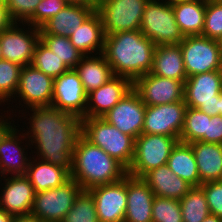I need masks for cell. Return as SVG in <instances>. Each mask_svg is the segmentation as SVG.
<instances>
[{
  "label": "cell",
  "mask_w": 222,
  "mask_h": 222,
  "mask_svg": "<svg viewBox=\"0 0 222 222\" xmlns=\"http://www.w3.org/2000/svg\"><path fill=\"white\" fill-rule=\"evenodd\" d=\"M28 110L32 115L29 114ZM25 111L24 109L20 111L19 114H22V116L18 115V122L15 123L19 125V117L29 120L27 122L29 128L26 126L28 131L22 127L24 135L32 146L30 150L31 148L36 149L34 152L31 150V153L29 151V154L36 153V158L62 166L71 172L73 150L77 138L81 135V119L52 106L28 108L27 115V111ZM26 116H29V118Z\"/></svg>",
  "instance_id": "obj_1"
},
{
  "label": "cell",
  "mask_w": 222,
  "mask_h": 222,
  "mask_svg": "<svg viewBox=\"0 0 222 222\" xmlns=\"http://www.w3.org/2000/svg\"><path fill=\"white\" fill-rule=\"evenodd\" d=\"M156 45L140 30L120 31L105 36L102 54L114 76H123L134 82L150 73Z\"/></svg>",
  "instance_id": "obj_2"
},
{
  "label": "cell",
  "mask_w": 222,
  "mask_h": 222,
  "mask_svg": "<svg viewBox=\"0 0 222 222\" xmlns=\"http://www.w3.org/2000/svg\"><path fill=\"white\" fill-rule=\"evenodd\" d=\"M126 175L127 169L103 149L91 144L82 135L77 138L70 178L74 179L82 190L118 182Z\"/></svg>",
  "instance_id": "obj_3"
},
{
  "label": "cell",
  "mask_w": 222,
  "mask_h": 222,
  "mask_svg": "<svg viewBox=\"0 0 222 222\" xmlns=\"http://www.w3.org/2000/svg\"><path fill=\"white\" fill-rule=\"evenodd\" d=\"M81 135L103 149L127 170L134 156L135 139L122 133L102 117L81 118Z\"/></svg>",
  "instance_id": "obj_4"
},
{
  "label": "cell",
  "mask_w": 222,
  "mask_h": 222,
  "mask_svg": "<svg viewBox=\"0 0 222 222\" xmlns=\"http://www.w3.org/2000/svg\"><path fill=\"white\" fill-rule=\"evenodd\" d=\"M19 127L14 120L0 117V177L25 175L29 166L32 157L27 152L30 142Z\"/></svg>",
  "instance_id": "obj_5"
},
{
  "label": "cell",
  "mask_w": 222,
  "mask_h": 222,
  "mask_svg": "<svg viewBox=\"0 0 222 222\" xmlns=\"http://www.w3.org/2000/svg\"><path fill=\"white\" fill-rule=\"evenodd\" d=\"M140 31L157 45L179 44L184 36L176 23L172 3L166 0H149Z\"/></svg>",
  "instance_id": "obj_6"
},
{
  "label": "cell",
  "mask_w": 222,
  "mask_h": 222,
  "mask_svg": "<svg viewBox=\"0 0 222 222\" xmlns=\"http://www.w3.org/2000/svg\"><path fill=\"white\" fill-rule=\"evenodd\" d=\"M179 138L142 133L135 139L134 156L127 174L142 178L147 172L166 165Z\"/></svg>",
  "instance_id": "obj_7"
},
{
  "label": "cell",
  "mask_w": 222,
  "mask_h": 222,
  "mask_svg": "<svg viewBox=\"0 0 222 222\" xmlns=\"http://www.w3.org/2000/svg\"><path fill=\"white\" fill-rule=\"evenodd\" d=\"M149 0H96L105 35L120 31L140 30L143 13Z\"/></svg>",
  "instance_id": "obj_8"
},
{
  "label": "cell",
  "mask_w": 222,
  "mask_h": 222,
  "mask_svg": "<svg viewBox=\"0 0 222 222\" xmlns=\"http://www.w3.org/2000/svg\"><path fill=\"white\" fill-rule=\"evenodd\" d=\"M179 44L187 77L222 70V55L218 40L194 35L185 36Z\"/></svg>",
  "instance_id": "obj_9"
},
{
  "label": "cell",
  "mask_w": 222,
  "mask_h": 222,
  "mask_svg": "<svg viewBox=\"0 0 222 222\" xmlns=\"http://www.w3.org/2000/svg\"><path fill=\"white\" fill-rule=\"evenodd\" d=\"M222 90V70L187 77L184 83V102L187 107L204 113L220 115L219 94Z\"/></svg>",
  "instance_id": "obj_10"
},
{
  "label": "cell",
  "mask_w": 222,
  "mask_h": 222,
  "mask_svg": "<svg viewBox=\"0 0 222 222\" xmlns=\"http://www.w3.org/2000/svg\"><path fill=\"white\" fill-rule=\"evenodd\" d=\"M81 191V186L70 178L59 187L35 193L31 214L43 222H62Z\"/></svg>",
  "instance_id": "obj_11"
},
{
  "label": "cell",
  "mask_w": 222,
  "mask_h": 222,
  "mask_svg": "<svg viewBox=\"0 0 222 222\" xmlns=\"http://www.w3.org/2000/svg\"><path fill=\"white\" fill-rule=\"evenodd\" d=\"M39 40V28L27 23L14 22L0 33L3 60L15 62L21 66L31 65L34 49Z\"/></svg>",
  "instance_id": "obj_12"
},
{
  "label": "cell",
  "mask_w": 222,
  "mask_h": 222,
  "mask_svg": "<svg viewBox=\"0 0 222 222\" xmlns=\"http://www.w3.org/2000/svg\"><path fill=\"white\" fill-rule=\"evenodd\" d=\"M53 85L54 79L52 77L32 65L22 66L16 95L11 101L13 103L19 101L18 104L22 109L18 113L23 110V106L25 110L31 107L51 106Z\"/></svg>",
  "instance_id": "obj_13"
},
{
  "label": "cell",
  "mask_w": 222,
  "mask_h": 222,
  "mask_svg": "<svg viewBox=\"0 0 222 222\" xmlns=\"http://www.w3.org/2000/svg\"><path fill=\"white\" fill-rule=\"evenodd\" d=\"M187 105L184 100L146 106L142 133L180 138Z\"/></svg>",
  "instance_id": "obj_14"
},
{
  "label": "cell",
  "mask_w": 222,
  "mask_h": 222,
  "mask_svg": "<svg viewBox=\"0 0 222 222\" xmlns=\"http://www.w3.org/2000/svg\"><path fill=\"white\" fill-rule=\"evenodd\" d=\"M185 81L147 73L133 82V89L146 106L170 104L184 100Z\"/></svg>",
  "instance_id": "obj_15"
},
{
  "label": "cell",
  "mask_w": 222,
  "mask_h": 222,
  "mask_svg": "<svg viewBox=\"0 0 222 222\" xmlns=\"http://www.w3.org/2000/svg\"><path fill=\"white\" fill-rule=\"evenodd\" d=\"M146 105L132 89L112 109L102 116L122 133L136 139L142 134Z\"/></svg>",
  "instance_id": "obj_16"
},
{
  "label": "cell",
  "mask_w": 222,
  "mask_h": 222,
  "mask_svg": "<svg viewBox=\"0 0 222 222\" xmlns=\"http://www.w3.org/2000/svg\"><path fill=\"white\" fill-rule=\"evenodd\" d=\"M51 106L80 119L85 115L87 93L75 69H69L54 79Z\"/></svg>",
  "instance_id": "obj_17"
},
{
  "label": "cell",
  "mask_w": 222,
  "mask_h": 222,
  "mask_svg": "<svg viewBox=\"0 0 222 222\" xmlns=\"http://www.w3.org/2000/svg\"><path fill=\"white\" fill-rule=\"evenodd\" d=\"M93 197L99 222H124L127 207L126 176L115 183L87 190Z\"/></svg>",
  "instance_id": "obj_18"
},
{
  "label": "cell",
  "mask_w": 222,
  "mask_h": 222,
  "mask_svg": "<svg viewBox=\"0 0 222 222\" xmlns=\"http://www.w3.org/2000/svg\"><path fill=\"white\" fill-rule=\"evenodd\" d=\"M0 184V209L13 217L31 214L36 192L25 175L0 177Z\"/></svg>",
  "instance_id": "obj_19"
},
{
  "label": "cell",
  "mask_w": 222,
  "mask_h": 222,
  "mask_svg": "<svg viewBox=\"0 0 222 222\" xmlns=\"http://www.w3.org/2000/svg\"><path fill=\"white\" fill-rule=\"evenodd\" d=\"M132 89L133 82L129 78L114 76L87 94V107L82 118L102 117Z\"/></svg>",
  "instance_id": "obj_20"
},
{
  "label": "cell",
  "mask_w": 222,
  "mask_h": 222,
  "mask_svg": "<svg viewBox=\"0 0 222 222\" xmlns=\"http://www.w3.org/2000/svg\"><path fill=\"white\" fill-rule=\"evenodd\" d=\"M96 10L95 2H69L39 29L40 34L70 37L74 29Z\"/></svg>",
  "instance_id": "obj_21"
},
{
  "label": "cell",
  "mask_w": 222,
  "mask_h": 222,
  "mask_svg": "<svg viewBox=\"0 0 222 222\" xmlns=\"http://www.w3.org/2000/svg\"><path fill=\"white\" fill-rule=\"evenodd\" d=\"M127 207L124 222H152L155 194L139 177L126 175Z\"/></svg>",
  "instance_id": "obj_22"
},
{
  "label": "cell",
  "mask_w": 222,
  "mask_h": 222,
  "mask_svg": "<svg viewBox=\"0 0 222 222\" xmlns=\"http://www.w3.org/2000/svg\"><path fill=\"white\" fill-rule=\"evenodd\" d=\"M105 36L100 14L95 10L69 38L75 48L86 56L103 52Z\"/></svg>",
  "instance_id": "obj_23"
},
{
  "label": "cell",
  "mask_w": 222,
  "mask_h": 222,
  "mask_svg": "<svg viewBox=\"0 0 222 222\" xmlns=\"http://www.w3.org/2000/svg\"><path fill=\"white\" fill-rule=\"evenodd\" d=\"M142 179L148 184L155 196L182 199L192 188L185 180L171 171L168 165H162L147 172Z\"/></svg>",
  "instance_id": "obj_24"
},
{
  "label": "cell",
  "mask_w": 222,
  "mask_h": 222,
  "mask_svg": "<svg viewBox=\"0 0 222 222\" xmlns=\"http://www.w3.org/2000/svg\"><path fill=\"white\" fill-rule=\"evenodd\" d=\"M25 176L38 193L63 185L70 179V172L62 166L45 162L32 155Z\"/></svg>",
  "instance_id": "obj_25"
},
{
  "label": "cell",
  "mask_w": 222,
  "mask_h": 222,
  "mask_svg": "<svg viewBox=\"0 0 222 222\" xmlns=\"http://www.w3.org/2000/svg\"><path fill=\"white\" fill-rule=\"evenodd\" d=\"M194 152L201 184L222 180V144L189 143Z\"/></svg>",
  "instance_id": "obj_26"
},
{
  "label": "cell",
  "mask_w": 222,
  "mask_h": 222,
  "mask_svg": "<svg viewBox=\"0 0 222 222\" xmlns=\"http://www.w3.org/2000/svg\"><path fill=\"white\" fill-rule=\"evenodd\" d=\"M151 73L163 78L186 81L180 44L157 45Z\"/></svg>",
  "instance_id": "obj_27"
},
{
  "label": "cell",
  "mask_w": 222,
  "mask_h": 222,
  "mask_svg": "<svg viewBox=\"0 0 222 222\" xmlns=\"http://www.w3.org/2000/svg\"><path fill=\"white\" fill-rule=\"evenodd\" d=\"M171 3L176 23L183 36L202 35L206 0H177Z\"/></svg>",
  "instance_id": "obj_28"
},
{
  "label": "cell",
  "mask_w": 222,
  "mask_h": 222,
  "mask_svg": "<svg viewBox=\"0 0 222 222\" xmlns=\"http://www.w3.org/2000/svg\"><path fill=\"white\" fill-rule=\"evenodd\" d=\"M74 69L87 94L114 77L113 71L102 53L84 56Z\"/></svg>",
  "instance_id": "obj_29"
},
{
  "label": "cell",
  "mask_w": 222,
  "mask_h": 222,
  "mask_svg": "<svg viewBox=\"0 0 222 222\" xmlns=\"http://www.w3.org/2000/svg\"><path fill=\"white\" fill-rule=\"evenodd\" d=\"M167 165L192 187L201 185L195 155L189 143L178 141L171 151Z\"/></svg>",
  "instance_id": "obj_30"
},
{
  "label": "cell",
  "mask_w": 222,
  "mask_h": 222,
  "mask_svg": "<svg viewBox=\"0 0 222 222\" xmlns=\"http://www.w3.org/2000/svg\"><path fill=\"white\" fill-rule=\"evenodd\" d=\"M21 69H22V66L15 62L3 60V59L0 60V106L3 107L2 106L3 104L9 105L7 107L8 110L4 111L0 109L1 110L0 112L3 111V113H5V114L0 113L2 114L0 115V117H3L5 119L13 120L14 118V115L13 117L10 115H11V112L14 114L15 111L13 109H15L14 107H16V105H13V103L11 102V99H13L14 96L16 95ZM10 104H12L11 107L13 109L12 108L9 109ZM6 112H7V115H6Z\"/></svg>",
  "instance_id": "obj_31"
},
{
  "label": "cell",
  "mask_w": 222,
  "mask_h": 222,
  "mask_svg": "<svg viewBox=\"0 0 222 222\" xmlns=\"http://www.w3.org/2000/svg\"><path fill=\"white\" fill-rule=\"evenodd\" d=\"M179 201L183 222H202L210 214L206 195L200 186L192 187Z\"/></svg>",
  "instance_id": "obj_32"
},
{
  "label": "cell",
  "mask_w": 222,
  "mask_h": 222,
  "mask_svg": "<svg viewBox=\"0 0 222 222\" xmlns=\"http://www.w3.org/2000/svg\"><path fill=\"white\" fill-rule=\"evenodd\" d=\"M179 141L207 143V114L198 108L187 107Z\"/></svg>",
  "instance_id": "obj_33"
},
{
  "label": "cell",
  "mask_w": 222,
  "mask_h": 222,
  "mask_svg": "<svg viewBox=\"0 0 222 222\" xmlns=\"http://www.w3.org/2000/svg\"><path fill=\"white\" fill-rule=\"evenodd\" d=\"M40 41L63 60L70 69H74L84 57V54L75 48L68 37L40 34Z\"/></svg>",
  "instance_id": "obj_34"
},
{
  "label": "cell",
  "mask_w": 222,
  "mask_h": 222,
  "mask_svg": "<svg viewBox=\"0 0 222 222\" xmlns=\"http://www.w3.org/2000/svg\"><path fill=\"white\" fill-rule=\"evenodd\" d=\"M31 65L53 79L70 69L63 60L59 59L56 54L40 40L37 42L34 49Z\"/></svg>",
  "instance_id": "obj_35"
},
{
  "label": "cell",
  "mask_w": 222,
  "mask_h": 222,
  "mask_svg": "<svg viewBox=\"0 0 222 222\" xmlns=\"http://www.w3.org/2000/svg\"><path fill=\"white\" fill-rule=\"evenodd\" d=\"M62 222H99L95 202L87 190H82Z\"/></svg>",
  "instance_id": "obj_36"
},
{
  "label": "cell",
  "mask_w": 222,
  "mask_h": 222,
  "mask_svg": "<svg viewBox=\"0 0 222 222\" xmlns=\"http://www.w3.org/2000/svg\"><path fill=\"white\" fill-rule=\"evenodd\" d=\"M152 222H183L180 201L155 196L152 206Z\"/></svg>",
  "instance_id": "obj_37"
},
{
  "label": "cell",
  "mask_w": 222,
  "mask_h": 222,
  "mask_svg": "<svg viewBox=\"0 0 222 222\" xmlns=\"http://www.w3.org/2000/svg\"><path fill=\"white\" fill-rule=\"evenodd\" d=\"M202 36L218 40L222 36V4L206 0V12Z\"/></svg>",
  "instance_id": "obj_38"
},
{
  "label": "cell",
  "mask_w": 222,
  "mask_h": 222,
  "mask_svg": "<svg viewBox=\"0 0 222 222\" xmlns=\"http://www.w3.org/2000/svg\"><path fill=\"white\" fill-rule=\"evenodd\" d=\"M68 3L67 0H40L34 14L25 23L40 28Z\"/></svg>",
  "instance_id": "obj_39"
},
{
  "label": "cell",
  "mask_w": 222,
  "mask_h": 222,
  "mask_svg": "<svg viewBox=\"0 0 222 222\" xmlns=\"http://www.w3.org/2000/svg\"><path fill=\"white\" fill-rule=\"evenodd\" d=\"M200 187L206 195L210 214L222 219V180L206 182Z\"/></svg>",
  "instance_id": "obj_40"
},
{
  "label": "cell",
  "mask_w": 222,
  "mask_h": 222,
  "mask_svg": "<svg viewBox=\"0 0 222 222\" xmlns=\"http://www.w3.org/2000/svg\"><path fill=\"white\" fill-rule=\"evenodd\" d=\"M40 0H8L6 7L14 22L25 23L35 12Z\"/></svg>",
  "instance_id": "obj_41"
},
{
  "label": "cell",
  "mask_w": 222,
  "mask_h": 222,
  "mask_svg": "<svg viewBox=\"0 0 222 222\" xmlns=\"http://www.w3.org/2000/svg\"><path fill=\"white\" fill-rule=\"evenodd\" d=\"M207 143L222 144V115L207 114Z\"/></svg>",
  "instance_id": "obj_42"
},
{
  "label": "cell",
  "mask_w": 222,
  "mask_h": 222,
  "mask_svg": "<svg viewBox=\"0 0 222 222\" xmlns=\"http://www.w3.org/2000/svg\"><path fill=\"white\" fill-rule=\"evenodd\" d=\"M14 23L10 17L6 5H0V33L9 28Z\"/></svg>",
  "instance_id": "obj_43"
},
{
  "label": "cell",
  "mask_w": 222,
  "mask_h": 222,
  "mask_svg": "<svg viewBox=\"0 0 222 222\" xmlns=\"http://www.w3.org/2000/svg\"><path fill=\"white\" fill-rule=\"evenodd\" d=\"M12 222H43L38 219L35 215L27 214L21 216H14Z\"/></svg>",
  "instance_id": "obj_44"
},
{
  "label": "cell",
  "mask_w": 222,
  "mask_h": 222,
  "mask_svg": "<svg viewBox=\"0 0 222 222\" xmlns=\"http://www.w3.org/2000/svg\"><path fill=\"white\" fill-rule=\"evenodd\" d=\"M13 216L0 209V222H12Z\"/></svg>",
  "instance_id": "obj_45"
},
{
  "label": "cell",
  "mask_w": 222,
  "mask_h": 222,
  "mask_svg": "<svg viewBox=\"0 0 222 222\" xmlns=\"http://www.w3.org/2000/svg\"><path fill=\"white\" fill-rule=\"evenodd\" d=\"M202 222H222V219L216 215L209 214Z\"/></svg>",
  "instance_id": "obj_46"
},
{
  "label": "cell",
  "mask_w": 222,
  "mask_h": 222,
  "mask_svg": "<svg viewBox=\"0 0 222 222\" xmlns=\"http://www.w3.org/2000/svg\"><path fill=\"white\" fill-rule=\"evenodd\" d=\"M219 109H220V115H222V90L219 94Z\"/></svg>",
  "instance_id": "obj_47"
},
{
  "label": "cell",
  "mask_w": 222,
  "mask_h": 222,
  "mask_svg": "<svg viewBox=\"0 0 222 222\" xmlns=\"http://www.w3.org/2000/svg\"><path fill=\"white\" fill-rule=\"evenodd\" d=\"M68 2H95L96 0H67Z\"/></svg>",
  "instance_id": "obj_48"
},
{
  "label": "cell",
  "mask_w": 222,
  "mask_h": 222,
  "mask_svg": "<svg viewBox=\"0 0 222 222\" xmlns=\"http://www.w3.org/2000/svg\"><path fill=\"white\" fill-rule=\"evenodd\" d=\"M218 43H219V48L221 50V55H222V36L218 39Z\"/></svg>",
  "instance_id": "obj_49"
},
{
  "label": "cell",
  "mask_w": 222,
  "mask_h": 222,
  "mask_svg": "<svg viewBox=\"0 0 222 222\" xmlns=\"http://www.w3.org/2000/svg\"><path fill=\"white\" fill-rule=\"evenodd\" d=\"M8 0H0V5H7Z\"/></svg>",
  "instance_id": "obj_50"
},
{
  "label": "cell",
  "mask_w": 222,
  "mask_h": 222,
  "mask_svg": "<svg viewBox=\"0 0 222 222\" xmlns=\"http://www.w3.org/2000/svg\"><path fill=\"white\" fill-rule=\"evenodd\" d=\"M3 57H2V53H1V44H0V60H2Z\"/></svg>",
  "instance_id": "obj_51"
},
{
  "label": "cell",
  "mask_w": 222,
  "mask_h": 222,
  "mask_svg": "<svg viewBox=\"0 0 222 222\" xmlns=\"http://www.w3.org/2000/svg\"><path fill=\"white\" fill-rule=\"evenodd\" d=\"M215 2L221 3L222 4V0H213Z\"/></svg>",
  "instance_id": "obj_52"
},
{
  "label": "cell",
  "mask_w": 222,
  "mask_h": 222,
  "mask_svg": "<svg viewBox=\"0 0 222 222\" xmlns=\"http://www.w3.org/2000/svg\"><path fill=\"white\" fill-rule=\"evenodd\" d=\"M166 1H168V2H174V1H177V0H166Z\"/></svg>",
  "instance_id": "obj_53"
}]
</instances>
